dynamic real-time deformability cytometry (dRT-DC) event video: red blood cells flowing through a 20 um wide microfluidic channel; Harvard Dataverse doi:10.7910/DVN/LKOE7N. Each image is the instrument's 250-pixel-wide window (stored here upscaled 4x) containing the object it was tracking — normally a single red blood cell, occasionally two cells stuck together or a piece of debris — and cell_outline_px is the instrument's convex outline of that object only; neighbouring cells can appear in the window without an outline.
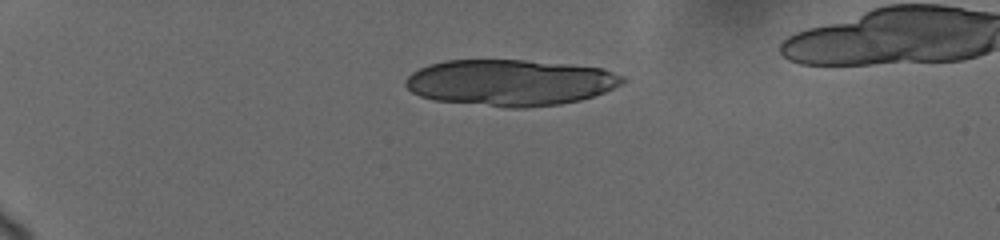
{"species": "human", "species_latin": "Homo sapiens", "temperature_condition": "cold", "stored_images_in_passage": 19, "camera_frame_rate_fps": 3000, "um_per_image_px": 0.085, "donor": {"sex": "female"}, "frame": {"image": 1, "passage_image": 1, "time_ms": 0.0, "image_size_px": [1000, 240], "cell_outline_px": [[624, 80], [620, 84], [604, 92], [580, 100], [560, 104], [524, 108], [504, 108], [436, 100], [420, 96], [412, 92], [404, 84], [404, 80], [412, 72], [428, 64], [444, 60], [524, 60], [604, 68], [624, 76]], "centroid_in_image_um": [43.33, 7.02], "position_along_channel_um": 41.7, "area_um2": 58.55}}
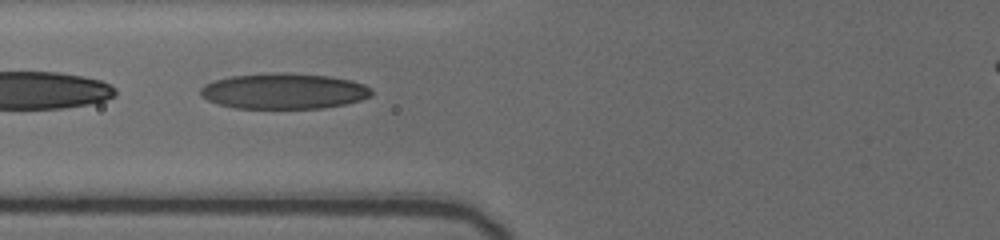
{"frame": {"image": 2, "passage_image": 9, "time_ms": 3.667, "image_size_px": [1000, 240], "cell_outline_px": [[372, 96], [360, 100], [344, 104], [324, 108], [236, 108], [220, 104], [208, 100], [200, 96], [200, 88], [204, 84], [216, 80], [232, 76], [272, 72], [288, 72], [328, 76], [352, 80], [364, 84], [372, 88]], "centroid_in_image_um": [24.15, 7.73], "position_along_channel_um": 101.7, "area_um2": 35.72}}
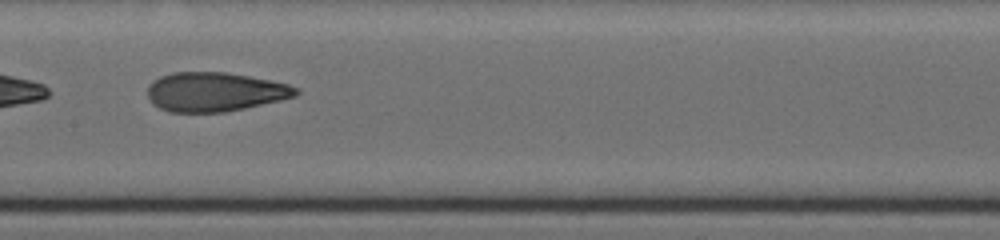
{"frame": {"image": 3, "passage_image": 16, "time_ms": 6.0, "image_size_px": [1000, 240], "cell_outline_px": [[300, 92], [296, 96], [280, 100], [244, 108], [224, 112], [168, 112], [152, 104], [148, 96], [148, 84], [152, 80], [160, 76], [172, 72], [224, 72], [248, 76], [288, 84], [300, 88]], "centroid_in_image_um": [18.24, 7.81], "position_along_channel_um": 189.2, "area_um2": 33.93}}